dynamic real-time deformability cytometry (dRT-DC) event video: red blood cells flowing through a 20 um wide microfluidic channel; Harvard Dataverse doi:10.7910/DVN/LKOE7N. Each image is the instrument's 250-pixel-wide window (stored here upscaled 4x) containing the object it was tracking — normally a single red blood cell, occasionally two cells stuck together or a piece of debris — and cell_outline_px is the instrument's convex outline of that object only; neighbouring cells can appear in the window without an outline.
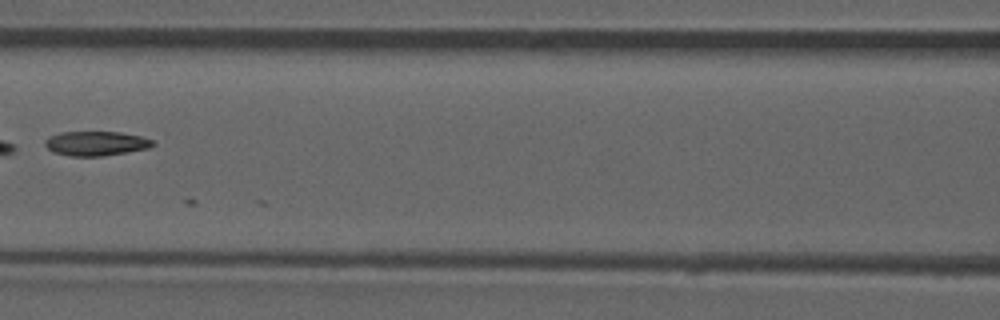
{"species": "common noctule bat (a hibernating species)", "species_latin": "Nyctalus noctula", "temperature_condition": "room temperature", "stored_images_in_passage": 7, "camera_frame_rate_fps": 3000, "um_per_image_px": 0.085, "animal": {"sex": "male", "forearm_length_mm": 52.5}, "frame": {"image": 1, "passage_image": 7, "time_ms": 2.0, "image_size_px": [1000, 320], "cell_outline_px": [[156, 144], [148, 148], [128, 152], [100, 156], [68, 156], [52, 152], [44, 144], [44, 140], [48, 136], [60, 132], [120, 132], [140, 136], [152, 140]], "centroid_in_image_um": [8.12, 12.19], "position_along_channel_um": 158.5, "area_um2": 15.43}}